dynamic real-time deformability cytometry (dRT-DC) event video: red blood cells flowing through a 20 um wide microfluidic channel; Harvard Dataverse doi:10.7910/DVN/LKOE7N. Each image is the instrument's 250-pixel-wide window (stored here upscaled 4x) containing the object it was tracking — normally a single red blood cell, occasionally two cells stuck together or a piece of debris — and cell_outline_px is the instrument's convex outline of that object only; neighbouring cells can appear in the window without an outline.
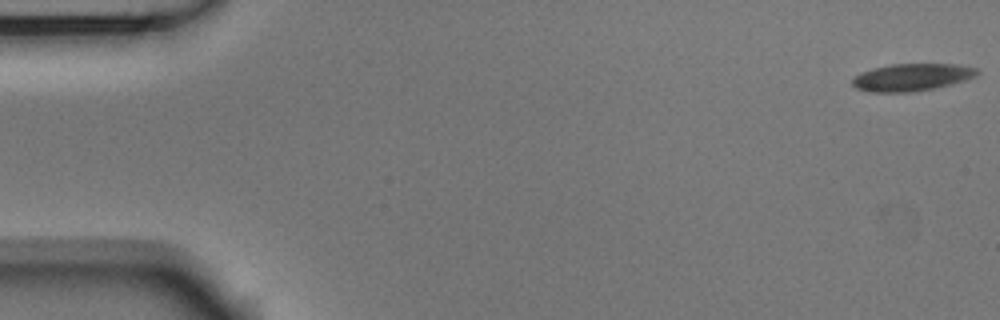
{"species": "Egyptian fruit bat (a non-hibernating species)", "species_latin": "Rousettus aegyptiacus", "temperature_condition": "room temperature", "stored_images_in_passage": 17, "camera_frame_rate_fps": 3000, "um_per_image_px": 0.085, "animal": {"sex": "male"}, "frame": {"image": 1, "passage_image": 1, "time_ms": 0.0, "image_size_px": [1000, 320], "cell_outline_px": [[980, 72], [976, 76], [964, 80], [932, 88], [908, 92], [872, 92], [856, 88], [852, 84], [852, 80], [856, 76], [864, 72], [876, 68], [892, 64], [956, 64], [976, 68]], "centroid_in_image_um": [77.52, 6.56], "position_along_channel_um": 7.5, "area_um2": 19.36}}
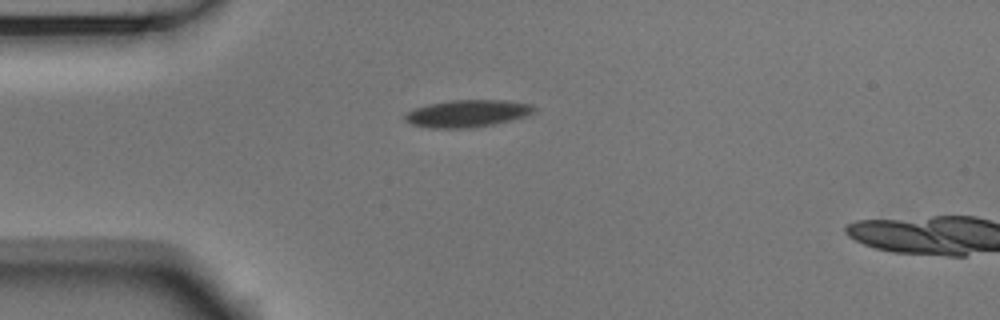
{"frame": {"image": 2, "passage_image": 14, "time_ms": 4.333, "image_size_px": [1000, 320], "cell_outline_px": [[536, 108], [532, 112], [524, 116], [492, 124], [468, 128], [424, 128], [412, 124], [404, 120], [404, 116], [408, 112], [416, 108], [428, 104], [452, 100], [504, 100], [532, 104]], "centroid_in_image_um": [39.68, 9.64], "position_along_channel_um": 45.3, "area_um2": 20.23}}